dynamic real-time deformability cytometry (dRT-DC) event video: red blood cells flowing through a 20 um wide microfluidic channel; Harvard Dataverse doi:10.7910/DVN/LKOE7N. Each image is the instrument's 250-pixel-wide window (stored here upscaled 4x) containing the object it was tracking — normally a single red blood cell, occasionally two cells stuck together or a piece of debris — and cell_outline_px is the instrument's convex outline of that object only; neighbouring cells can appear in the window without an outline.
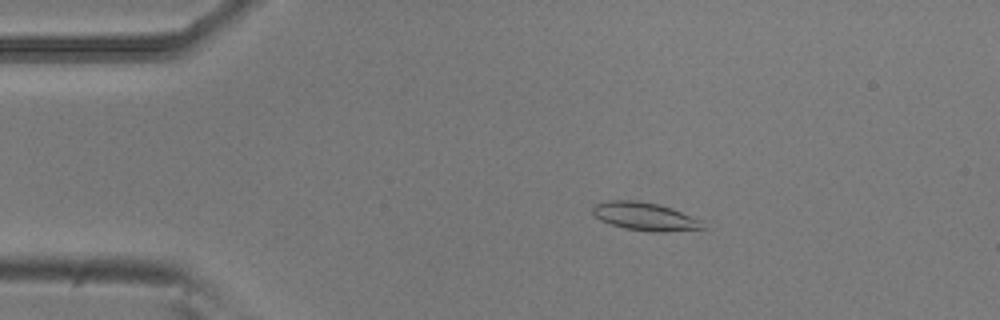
{"species": "common noctule bat (a hibernating species)", "species_latin": "Nyctalus noctula", "temperature_condition": "room temperature", "stored_images_in_passage": 8, "camera_frame_rate_fps": 3000, "um_per_image_px": 0.085, "animal": {"sex": "male", "body_mass_g": 20.5, "forearm_length_mm": 52.5}, "frame": {"image": 1, "passage_image": 3, "time_ms": 0.667, "image_size_px": [1000, 320], "cell_outline_px": [[708, 228], [664, 232], [648, 232], [624, 228], [600, 220], [592, 212], [592, 204], [604, 200], [636, 200], [660, 204], [672, 208], [704, 220]], "centroid_in_image_um": [54.86, 18.39], "position_along_channel_um": 30.1, "area_um2": 18.55}}
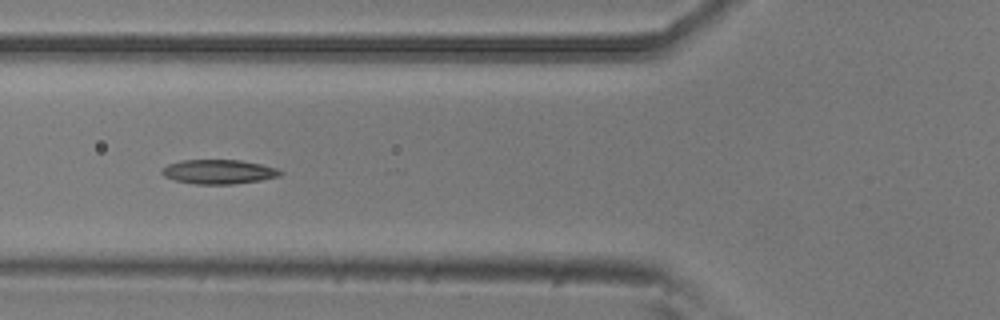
{"frame": {"image": 2, "passage_image": 6, "time_ms": 1.667, "image_size_px": [1000, 320], "cell_outline_px": [[284, 172], [280, 176], [260, 180], [232, 184], [196, 184], [176, 180], [164, 176], [160, 172], [168, 164], [180, 160], [240, 160], [260, 164], [276, 168]], "centroid_in_image_um": [18.59, 14.59], "position_along_channel_um": 107.2, "area_um2": 16.65}}
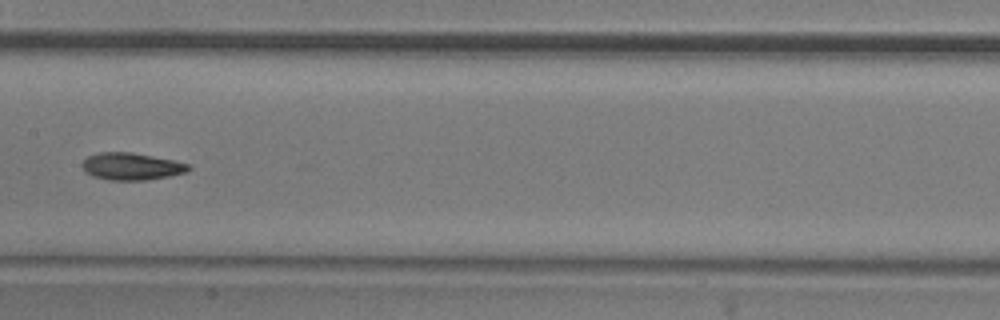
{"frame": {"image": 3, "passage_image": 8, "time_ms": 2.333, "image_size_px": [1000, 320], "cell_outline_px": [[192, 168], [188, 172], [148, 180], [108, 180], [92, 176], [84, 172], [80, 164], [88, 156], [100, 152], [132, 152], [172, 160], [188, 164]], "centroid_in_image_um": [11.14, 14.15], "position_along_channel_um": 196.3, "area_um2": 16.94}}